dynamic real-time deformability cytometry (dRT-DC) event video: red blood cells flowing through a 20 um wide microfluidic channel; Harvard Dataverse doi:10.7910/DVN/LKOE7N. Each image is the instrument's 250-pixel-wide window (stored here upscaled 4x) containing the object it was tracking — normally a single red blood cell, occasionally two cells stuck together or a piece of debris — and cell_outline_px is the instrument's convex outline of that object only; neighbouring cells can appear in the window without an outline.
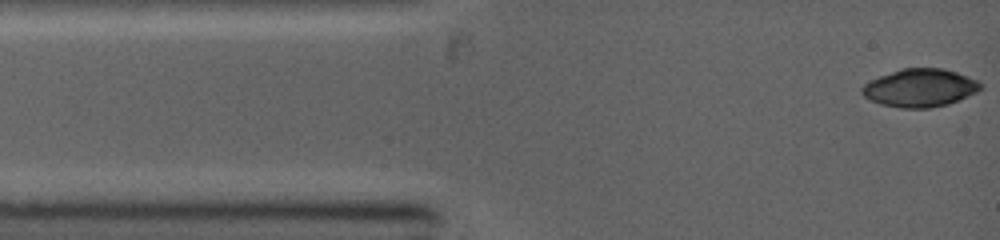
{"species": "common noctule bat (a hibernating species)", "species_latin": "Nyctalus noctula", "temperature_condition": "warm", "stored_images_in_passage": 5, "camera_frame_rate_fps": 5000, "um_per_image_px": 0.085, "animal": {"sex": "female", "body_mass_g": 19.0, "forearm_length_mm": 53.3}, "frame": {"image": 1, "passage_image": 1, "time_ms": 0.0, "image_size_px": [1000, 240], "cell_outline_px": [[984, 88], [976, 92], [948, 104], [928, 108], [900, 108], [880, 104], [864, 96], [860, 92], [860, 88], [864, 84], [880, 76], [900, 68], [944, 68], [980, 80], [984, 84]], "centroid_in_image_um": [78.23, 7.46], "position_along_channel_um": 6.8, "area_um2": 26.41}}